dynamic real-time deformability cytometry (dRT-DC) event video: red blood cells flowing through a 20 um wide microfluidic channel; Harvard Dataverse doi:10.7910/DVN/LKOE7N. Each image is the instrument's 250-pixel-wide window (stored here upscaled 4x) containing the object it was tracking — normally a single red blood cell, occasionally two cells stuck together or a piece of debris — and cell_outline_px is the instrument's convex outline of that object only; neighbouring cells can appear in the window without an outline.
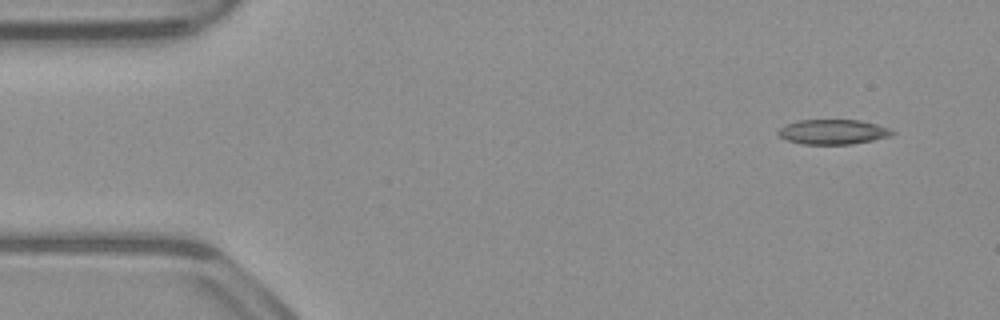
{"species": "common noctule bat (a hibernating species)", "species_latin": "Nyctalus noctula", "temperature_condition": "warm", "stored_images_in_passage": 49, "camera_frame_rate_fps": 3000, "um_per_image_px": 0.085, "animal": {"sex": "male", "body_mass_g": 23.1, "forearm_length_mm": 52.7}, "frame": {"image": 1, "passage_image": 1, "time_ms": 0.0, "image_size_px": [1000, 320], "cell_outline_px": [[896, 132], [892, 136], [852, 144], [804, 144], [788, 140], [780, 136], [776, 132], [780, 128], [788, 124], [800, 120], [860, 120], [876, 124], [888, 128]], "centroid_in_image_um": [70.83, 11.21], "position_along_channel_um": 14.2, "area_um2": 16.36}}
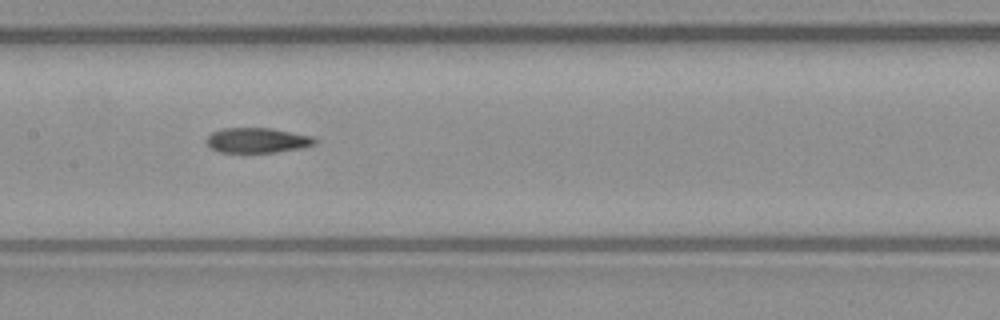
{"frame": {"image": 2, "passage_image": 22, "time_ms": 7.0, "image_size_px": [1000, 320], "cell_outline_px": [[320, 140], [316, 144], [300, 148], [276, 152], [220, 152], [212, 148], [208, 144], [208, 136], [212, 132], [224, 128], [272, 128], [312, 136]], "centroid_in_image_um": [21.93, 11.92], "position_along_channel_um": 185.5, "area_um2": 15.72}}
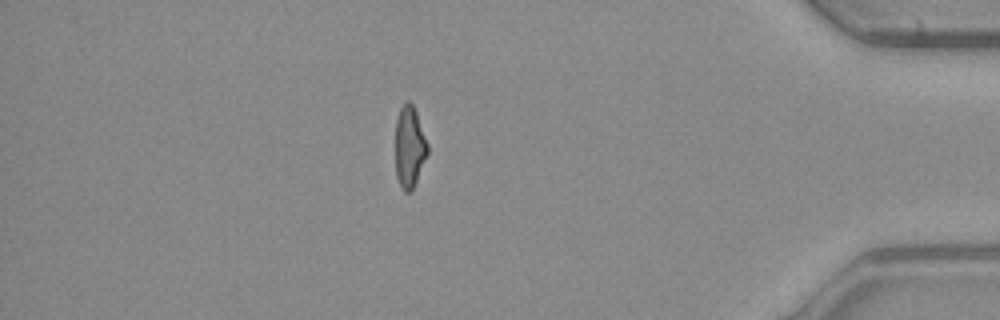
{"frame": {"image": 3, "passage_image": 42, "time_ms": 13.667, "image_size_px": [1000, 320], "cell_outline_px": [[428, 152], [412, 192], [404, 192], [400, 188], [396, 176], [396, 120], [400, 108], [408, 100], [412, 104], [416, 112], [428, 144]], "centroid_in_image_um": [34.8, 12.53], "position_along_channel_um": 400.4, "area_um2": 15.26}, "authors_computed_cell_mechanics": {"area_um2": 16.7042, "velocity_mm_per_s": 3.9171, "shape_relaxation_time_tau1_ms": null, "shape_relaxation_time_tau2_ms": 5.6931, "deformation_change_tau1": null, "deformation_change_tau2": 0.1618}}